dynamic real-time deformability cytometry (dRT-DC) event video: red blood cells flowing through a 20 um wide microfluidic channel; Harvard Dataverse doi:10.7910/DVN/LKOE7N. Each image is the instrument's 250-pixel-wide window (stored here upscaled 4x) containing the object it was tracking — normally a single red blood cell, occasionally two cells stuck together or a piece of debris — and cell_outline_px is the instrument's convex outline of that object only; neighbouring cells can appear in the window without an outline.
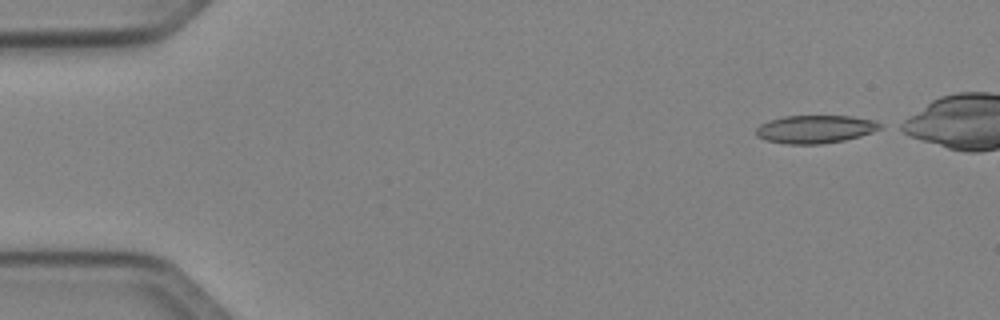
{"species": "Egyptian fruit bat (a non-hibernating species)", "species_latin": "Rousettus aegyptiacus", "temperature_condition": "cold", "stored_images_in_passage": 42, "camera_frame_rate_fps": 3000, "um_per_image_px": 0.085, "animal": {"sex": "female"}, "frame": {"image": 1, "passage_image": 1, "time_ms": 0.0, "image_size_px": [1000, 320], "cell_outline_px": [[884, 124], [880, 128], [872, 132], [860, 136], [844, 140], [820, 144], [784, 144], [764, 140], [756, 136], [756, 128], [760, 124], [768, 120], [784, 116], [852, 116], [876, 120]], "centroid_in_image_um": [69.28, 10.98], "position_along_channel_um": 15.7, "area_um2": 20.46}}
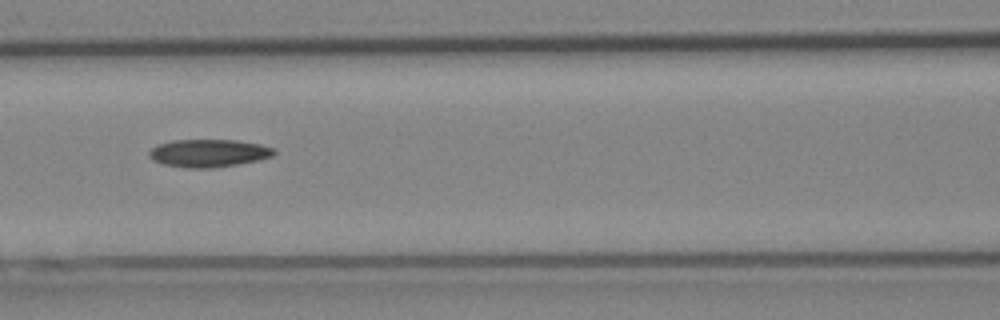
{"frame": {"image": 2, "passage_image": 19, "time_ms": 6.0, "image_size_px": [1000, 320], "cell_outline_px": [[276, 152], [272, 156], [260, 160], [216, 168], [184, 168], [164, 164], [152, 160], [148, 156], [148, 152], [156, 144], [172, 140], [236, 140], [260, 144], [272, 148]], "centroid_in_image_um": [17.7, 13.02], "position_along_channel_um": 148.9, "area_um2": 20.4}}
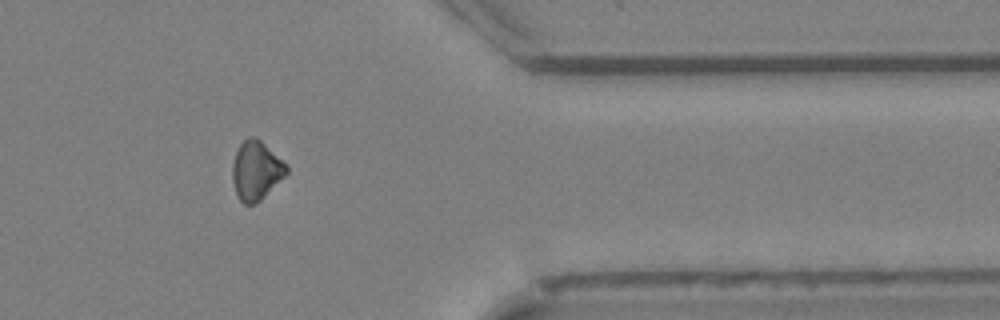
{"frame": {"image": 3, "passage_image": 38, "time_ms": 12.333, "image_size_px": [1000, 320], "cell_outline_px": [[288, 172], [256, 204], [244, 204], [236, 196], [232, 180], [232, 164], [236, 152], [240, 144], [248, 136], [256, 136], [288, 164]], "centroid_in_image_um": [21.76, 14.48], "position_along_channel_um": 389.6, "area_um2": 18.67}}